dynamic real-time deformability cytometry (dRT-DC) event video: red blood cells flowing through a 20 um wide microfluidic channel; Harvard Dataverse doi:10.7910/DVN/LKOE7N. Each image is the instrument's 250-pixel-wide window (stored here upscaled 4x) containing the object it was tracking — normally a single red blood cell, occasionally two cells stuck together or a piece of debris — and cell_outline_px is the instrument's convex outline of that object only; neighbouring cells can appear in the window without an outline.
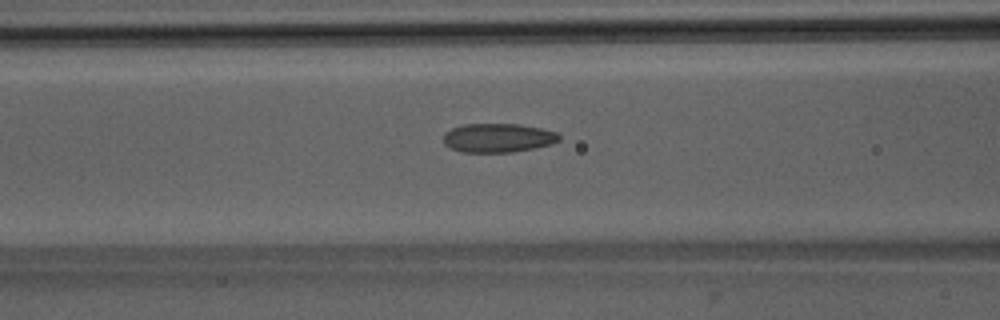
{"species": "Egyptian fruit bat (a non-hibernating species)", "species_latin": "Rousettus aegyptiacus", "temperature_condition": "room temperature", "stored_images_in_passage": 52, "camera_frame_rate_fps": 3000, "um_per_image_px": 0.085, "animal": {"sex": "male"}, "frame": {"image": 1, "passage_image": 22, "time_ms": 7.0, "image_size_px": [1000, 320], "cell_outline_px": [[560, 140], [552, 144], [512, 152], [460, 152], [444, 144], [444, 132], [452, 128], [464, 124], [520, 124], [540, 128], [556, 132], [560, 136]], "centroid_in_image_um": [42.32, 11.71], "position_along_channel_um": 124.3, "area_um2": 19.48}}
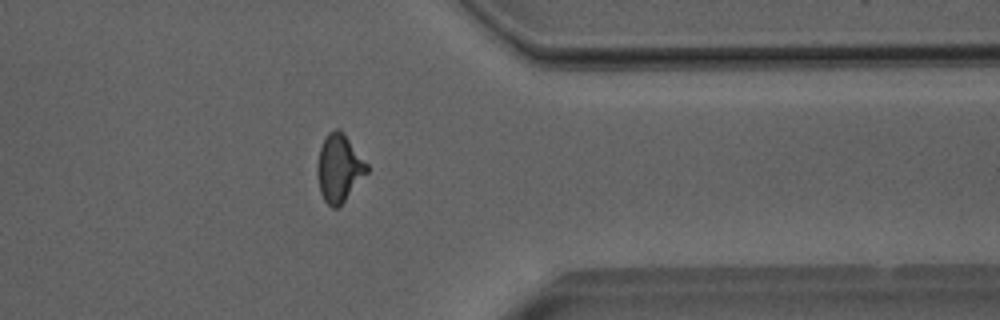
{"frame": {"image": 2, "passage_image": 42, "time_ms": 13.667, "image_size_px": [1000, 320], "cell_outline_px": [[368, 172], [344, 200], [336, 208], [332, 208], [324, 200], [320, 192], [316, 172], [316, 164], [320, 148], [328, 132], [336, 128], [340, 128], [344, 132], [368, 164]], "centroid_in_image_um": [28.81, 14.25], "position_along_channel_um": 382.6, "area_um2": 19.54}}
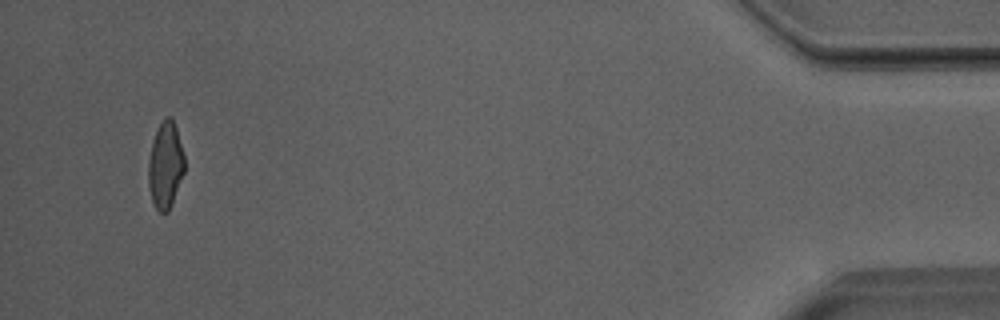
{"frame": {"image": 3, "passage_image": 50, "time_ms": 16.333, "image_size_px": [1000, 320], "cell_outline_px": [[184, 172], [168, 212], [160, 212], [152, 204], [148, 184], [148, 160], [152, 140], [164, 116], [168, 116], [172, 120], [176, 128], [184, 156]], "centroid_in_image_um": [14.03, 14.06], "position_along_channel_um": 421.2, "area_um2": 18.09}, "authors_computed_cell_mechanics": {"area_um2": 19.5075, "velocity_mm_per_s": 4.0206, "shape_relaxation_time_tau1_ms": 7.944, "shape_relaxation_time_tau2_ms": 1.8028, "deformation_change_tau1": 0.1942, "deformation_change_tau2": 0.088}}